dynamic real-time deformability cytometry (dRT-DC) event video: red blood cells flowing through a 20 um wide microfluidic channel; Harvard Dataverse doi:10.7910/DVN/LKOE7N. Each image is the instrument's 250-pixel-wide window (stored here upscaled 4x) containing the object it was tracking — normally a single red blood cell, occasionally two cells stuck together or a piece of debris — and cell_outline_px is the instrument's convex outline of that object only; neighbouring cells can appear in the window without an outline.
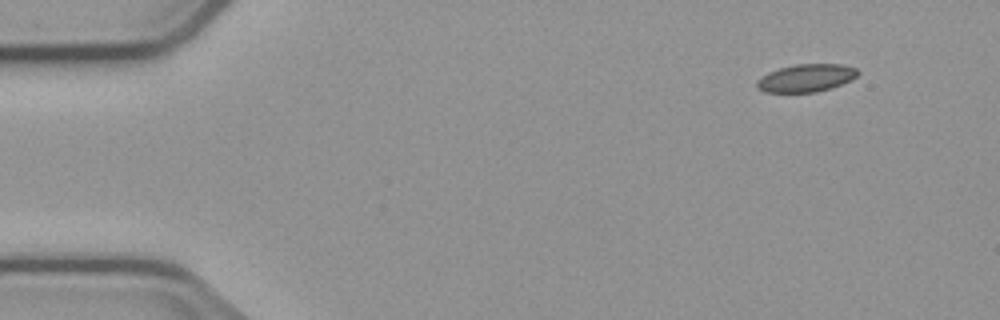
{"species": "common noctule bat (a hibernating species)", "species_latin": "Nyctalus noctula", "temperature_condition": "cold", "stored_images_in_passage": 5, "camera_frame_rate_fps": 3000, "um_per_image_px": 0.085, "animal": {"sex": "male", "body_mass_g": 23.1, "forearm_length_mm": 52.7}, "frame": {"image": 1, "passage_image": 1, "time_ms": 0.0, "image_size_px": [1000, 320], "cell_outline_px": [[860, 72], [852, 80], [832, 88], [816, 92], [764, 92], [756, 88], [756, 80], [768, 72], [780, 68], [796, 64], [840, 64], [856, 68]], "centroid_in_image_um": [68.52, 6.63], "position_along_channel_um": 16.5, "area_um2": 16.42}}
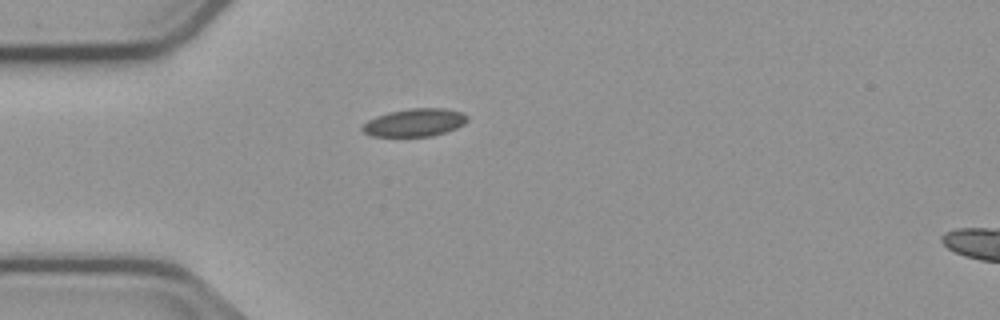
{"frame": {"image": 2, "passage_image": 4, "time_ms": 3.333, "image_size_px": [1000, 320], "cell_outline_px": [[468, 120], [464, 124], [456, 128], [432, 136], [372, 136], [364, 132], [360, 128], [368, 120], [376, 116], [388, 112], [408, 108], [444, 108], [464, 112], [468, 116]], "centroid_in_image_um": [35.27, 10.4], "position_along_channel_um": 49.7, "area_um2": 17.11}}